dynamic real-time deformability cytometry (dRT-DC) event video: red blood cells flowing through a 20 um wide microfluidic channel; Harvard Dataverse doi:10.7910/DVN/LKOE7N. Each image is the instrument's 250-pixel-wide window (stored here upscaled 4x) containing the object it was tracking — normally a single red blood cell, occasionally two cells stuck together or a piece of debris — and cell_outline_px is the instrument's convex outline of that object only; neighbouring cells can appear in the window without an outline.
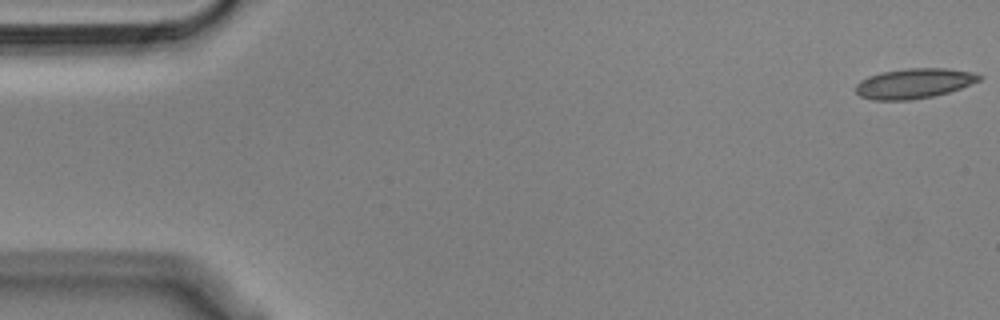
{"species": "Egyptian fruit bat (a non-hibernating species)", "species_latin": "Rousettus aegyptiacus", "temperature_condition": "cold", "stored_images_in_passage": 2, "camera_frame_rate_fps": 3000, "um_per_image_px": 0.085, "animal": {"sex": "male"}, "frame": {"image": 1, "passage_image": 1, "time_ms": 0.0, "image_size_px": [1000, 320], "cell_outline_px": [[984, 76], [980, 80], [960, 88], [948, 92], [932, 96], [912, 100], [872, 100], [860, 96], [856, 92], [856, 84], [860, 80], [868, 76], [880, 72], [904, 68], [948, 68], [972, 72]], "centroid_in_image_um": [77.67, 7.08], "position_along_channel_um": 7.3, "area_um2": 21.73}}